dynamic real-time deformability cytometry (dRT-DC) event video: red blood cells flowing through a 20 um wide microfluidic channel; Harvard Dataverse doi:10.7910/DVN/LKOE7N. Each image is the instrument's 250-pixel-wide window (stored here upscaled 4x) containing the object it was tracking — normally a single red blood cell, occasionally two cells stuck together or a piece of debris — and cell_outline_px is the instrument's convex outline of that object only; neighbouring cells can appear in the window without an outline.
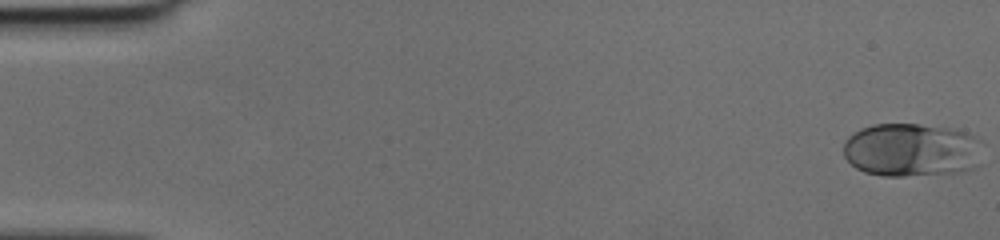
{"species": "human", "species_latin": "Homo sapiens", "temperature_condition": "cold", "stored_images_in_passage": 50, "camera_frame_rate_fps": 3000, "um_per_image_px": 0.085, "donor": {"sex": "female"}, "frame": {"image": 1, "passage_image": 1, "time_ms": 0.0, "image_size_px": [1000, 240], "cell_outline_px": [[980, 168], [956, 172], [904, 176], [884, 176], [864, 172], [856, 168], [844, 156], [844, 140], [848, 136], [872, 124], [920, 124], [952, 128], [968, 132], [972, 136], [980, 164]], "centroid_in_image_um": [77.42, 12.75], "position_along_channel_um": 7.6, "area_um2": 43.06}}
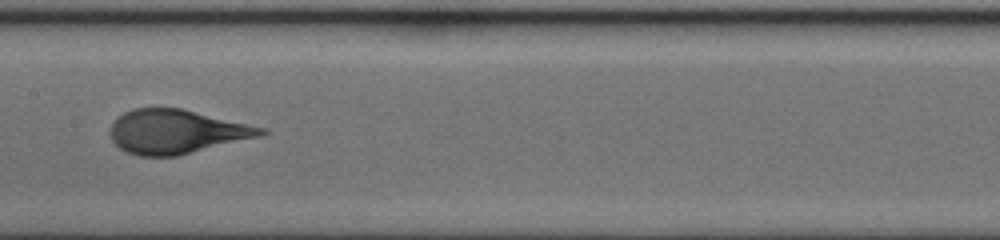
{"frame": {"image": 2, "passage_image": 26, "time_ms": 8.333, "image_size_px": [1000, 240], "cell_outline_px": [[272, 132], [260, 136], [176, 156], [140, 156], [128, 152], [120, 148], [112, 140], [108, 132], [112, 124], [124, 112], [132, 108], [180, 108], [268, 128]], "centroid_in_image_um": [15.02, 11.18], "position_along_channel_um": 192.4, "area_um2": 38.55}}
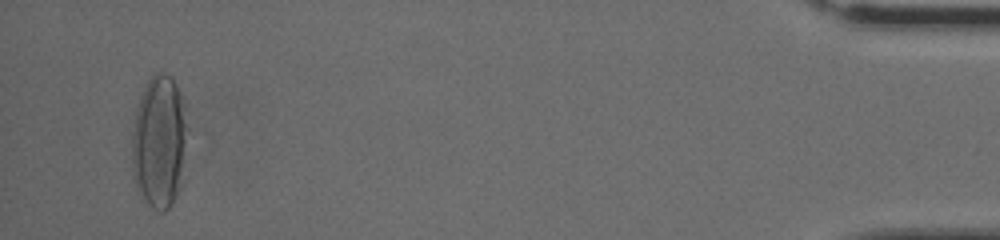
{"frame": {"image": 3, "passage_image": 48, "time_ms": 15.667, "image_size_px": [1000, 240], "cell_outline_px": [[188, 128], [176, 196], [172, 204], [164, 212], [160, 212], [152, 208], [148, 204], [136, 188], [132, 168], [132, 132], [136, 112], [140, 96], [148, 80], [156, 72], [164, 72], [172, 76], [176, 84], [180, 96]], "centroid_in_image_um": [13.5, 12.03], "position_along_channel_um": 421.7, "area_um2": 42.37}}